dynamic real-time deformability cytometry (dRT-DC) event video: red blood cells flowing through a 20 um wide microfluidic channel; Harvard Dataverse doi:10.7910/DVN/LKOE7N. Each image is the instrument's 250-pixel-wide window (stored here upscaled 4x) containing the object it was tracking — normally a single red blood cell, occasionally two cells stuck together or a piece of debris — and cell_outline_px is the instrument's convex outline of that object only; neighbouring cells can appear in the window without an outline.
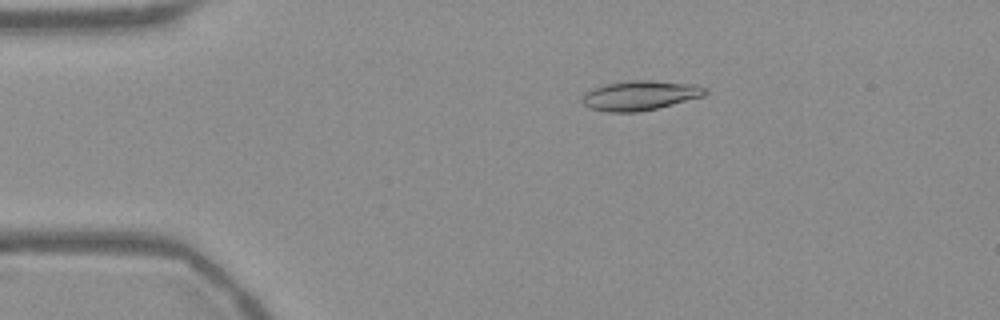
{"species": "Egyptian fruit bat (a non-hibernating species)", "species_latin": "Rousettus aegyptiacus", "temperature_condition": "warm", "stored_images_in_passage": 54, "camera_frame_rate_fps": 3000, "um_per_image_px": 0.085, "frame": {"image": 1, "passage_image": 10, "time_ms": 3.0, "image_size_px": [1000, 320], "cell_outline_px": [[708, 92], [704, 96], [656, 108], [636, 112], [604, 112], [588, 108], [580, 100], [584, 92], [592, 88], [604, 84], [628, 80], [652, 80], [696, 84], [708, 88]], "centroid_in_image_um": [54.37, 8.1], "position_along_channel_um": 30.6, "area_um2": 21.56}}
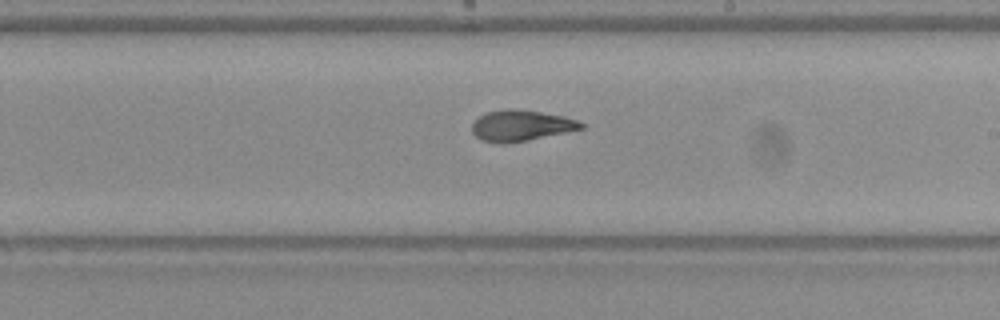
{"frame": {"image": 2, "passage_image": 31, "time_ms": 10.0, "image_size_px": [1000, 320], "cell_outline_px": [[584, 128], [528, 140], [504, 144], [480, 140], [472, 132], [472, 124], [484, 112], [508, 108], [516, 108], [564, 116], [580, 120], [584, 124]], "centroid_in_image_um": [44.28, 10.66], "position_along_channel_um": 244.7, "area_um2": 19.77}}
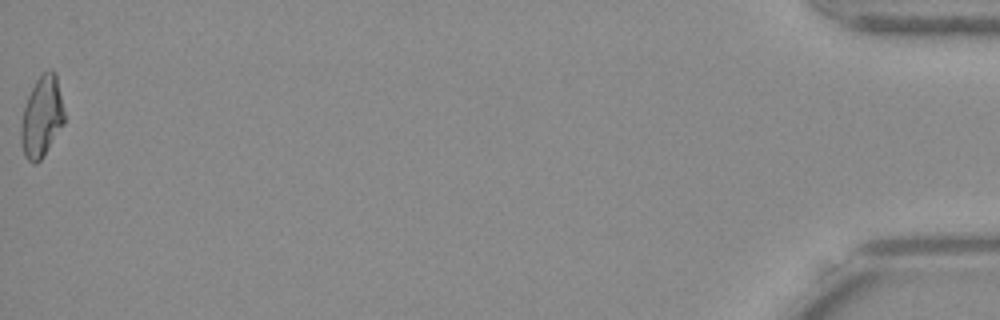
{"frame": {"image": 3, "passage_image": 54, "time_ms": 17.667, "image_size_px": [1000, 320], "cell_outline_px": [[64, 124], [40, 160], [36, 164], [32, 164], [24, 156], [20, 140], [20, 124], [24, 108], [28, 96], [36, 80], [44, 72], [52, 68], [56, 72], [64, 112]], "centroid_in_image_um": [3.54, 9.93], "position_along_channel_um": 431.7, "area_um2": 20.4}, "authors_computed_cell_mechanics": {"area_um2": 20.0855, "velocity_mm_per_s": 3.7607, "shape_relaxation_time_tau1_ms": 5.1842, "shape_relaxation_time_tau2_ms": 2.0207, "deformation_change_tau1": 0.2121, "deformation_change_tau2": 0.0926}}